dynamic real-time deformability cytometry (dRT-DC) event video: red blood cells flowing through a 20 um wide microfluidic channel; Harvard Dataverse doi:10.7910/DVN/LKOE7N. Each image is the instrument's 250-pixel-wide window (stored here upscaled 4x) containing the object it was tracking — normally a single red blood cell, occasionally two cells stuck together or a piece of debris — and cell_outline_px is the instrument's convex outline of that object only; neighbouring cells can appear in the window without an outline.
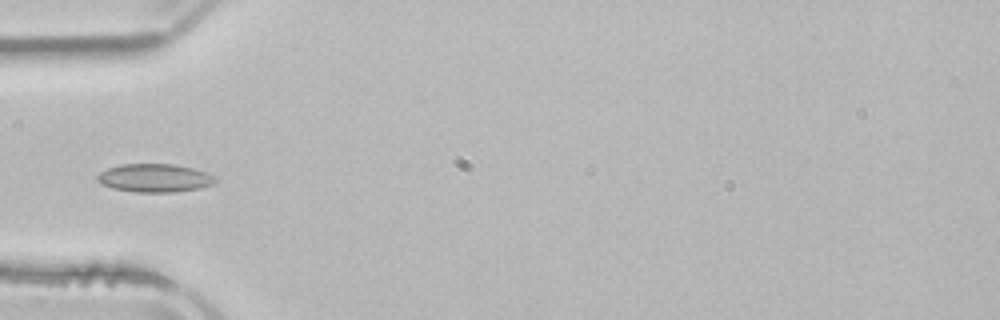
{"species": "common noctule bat (a hibernating species)", "species_latin": "Nyctalus noctula", "temperature_condition": "room temperature", "stored_images_in_passage": 3, "camera_frame_rate_fps": 3000, "um_per_image_px": 0.085, "animal": {"sex": "male", "body_mass_g": 21.5, "forearm_length_mm": 52.0}, "frame": {"image": 1, "passage_image": 3, "time_ms": 2.333, "image_size_px": [1000, 320], "cell_outline_px": [[216, 180], [212, 184], [200, 188], [176, 192], [136, 192], [112, 188], [96, 180], [96, 176], [100, 172], [108, 168], [120, 164], [172, 164], [192, 168], [216, 176]], "centroid_in_image_um": [13.13, 15.13], "position_along_channel_um": 71.9, "area_um2": 19.36}}